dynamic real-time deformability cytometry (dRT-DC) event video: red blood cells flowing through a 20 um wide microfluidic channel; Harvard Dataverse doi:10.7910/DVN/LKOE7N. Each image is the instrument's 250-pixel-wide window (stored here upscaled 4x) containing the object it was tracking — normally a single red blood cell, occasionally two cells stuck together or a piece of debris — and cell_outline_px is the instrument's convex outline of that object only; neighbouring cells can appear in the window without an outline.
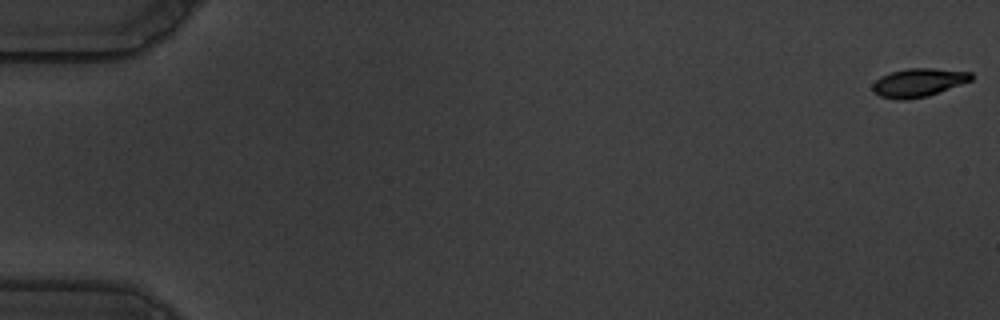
{"species": "common noctule bat (a hibernating species)", "species_latin": "Nyctalus noctula", "temperature_condition": "warm", "stored_images_in_passage": 12, "camera_frame_rate_fps": 3000, "um_per_image_px": 0.085, "animal": {"sex": "male", "body_mass_g": 19.5, "forearm_length_mm": 54.6}, "frame": {"image": 1, "passage_image": 1, "time_ms": 0.0, "image_size_px": [1000, 320], "cell_outline_px": [[972, 80], [928, 96], [904, 100], [896, 100], [880, 96], [872, 92], [872, 84], [880, 76], [892, 72], [908, 68], [932, 68], [972, 72]], "centroid_in_image_um": [78.04, 7.02], "position_along_channel_um": 7.0, "area_um2": 16.36}}